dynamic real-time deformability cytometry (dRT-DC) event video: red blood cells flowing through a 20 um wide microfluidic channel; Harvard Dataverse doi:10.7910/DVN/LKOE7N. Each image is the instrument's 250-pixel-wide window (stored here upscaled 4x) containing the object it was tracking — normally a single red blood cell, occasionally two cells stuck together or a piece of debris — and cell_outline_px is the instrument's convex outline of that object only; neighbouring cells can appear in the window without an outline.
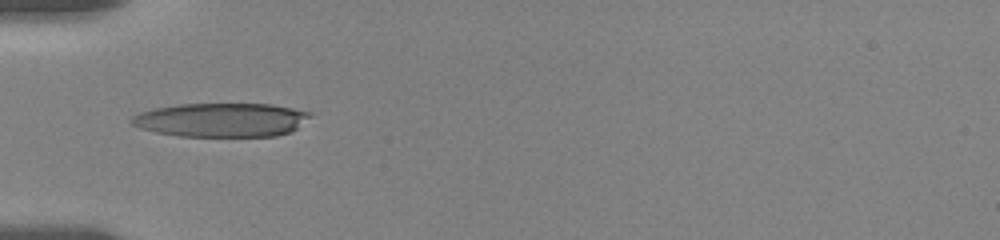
{"species": "human", "species_latin": "Homo sapiens", "temperature_condition": "room temperature", "stored_images_in_passage": 2, "camera_frame_rate_fps": 3000, "um_per_image_px": 0.085, "donor": {"sex": "female"}, "frame": {"image": 1, "passage_image": 1, "time_ms": 0.0, "image_size_px": [1000, 240], "cell_outline_px": [[312, 116], [292, 132], [276, 136], [180, 136], [156, 132], [140, 128], [132, 124], [128, 120], [132, 116], [140, 112], [156, 108], [180, 104], [272, 104], [312, 112]], "centroid_in_image_um": [18.84, 10.19], "position_along_channel_um": 66.2, "area_um2": 35.37}}